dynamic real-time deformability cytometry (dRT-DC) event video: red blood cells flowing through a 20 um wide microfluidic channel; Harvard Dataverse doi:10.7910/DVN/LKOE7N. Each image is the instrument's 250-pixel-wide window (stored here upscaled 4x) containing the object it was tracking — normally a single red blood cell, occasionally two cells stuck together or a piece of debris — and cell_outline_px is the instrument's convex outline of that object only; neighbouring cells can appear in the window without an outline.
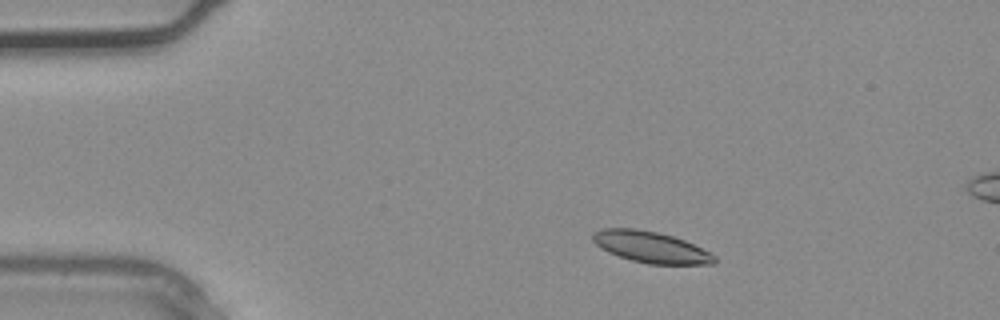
{"species": "common noctule bat (a hibernating species)", "species_latin": "Nyctalus noctula", "temperature_condition": "warm", "stored_images_in_passage": 10, "camera_frame_rate_fps": 3000, "um_per_image_px": 0.085, "animal": {"sex": "male", "body_mass_g": 20.4}, "frame": {"image": 1, "passage_image": 5, "time_ms": 1.333, "image_size_px": [1000, 320], "cell_outline_px": [[716, 264], [648, 264], [632, 260], [608, 252], [600, 248], [592, 240], [592, 232], [600, 228], [636, 228], [656, 232], [672, 236], [684, 240], [716, 256]], "centroid_in_image_um": [55.28, 20.99], "position_along_channel_um": 29.7, "area_um2": 22.08}}